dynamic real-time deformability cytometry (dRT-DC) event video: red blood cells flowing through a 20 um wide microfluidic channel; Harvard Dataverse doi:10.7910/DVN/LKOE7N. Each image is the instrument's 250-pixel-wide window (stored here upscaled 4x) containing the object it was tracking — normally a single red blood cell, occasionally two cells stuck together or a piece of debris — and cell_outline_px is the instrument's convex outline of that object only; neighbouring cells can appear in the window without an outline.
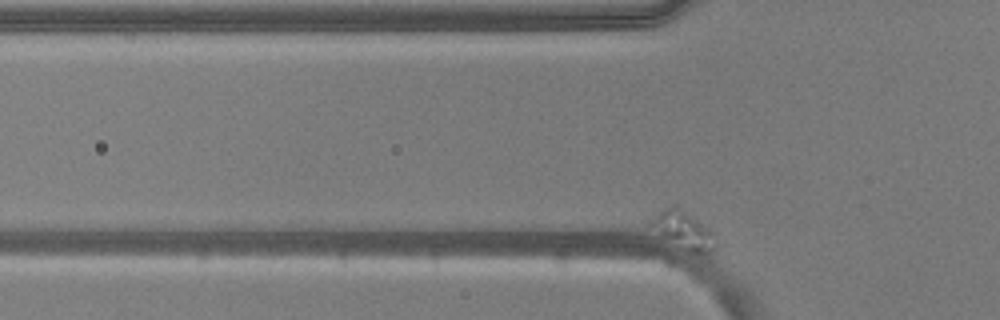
{"species": "common noctule bat (a hibernating species)", "species_latin": "Nyctalus noctula", "temperature_condition": "warm", "stored_images_in_passage": 50, "camera_frame_rate_fps": 3000, "um_per_image_px": 0.085, "animal": {"sex": "male", "body_mass_g": 20.5, "forearm_length_mm": 52.5}, "frame": {"image": 1, "passage_image": 3, "time_ms": 0.667, "image_size_px": [1000, 320], "cell_outline_px": [[716, 244], [708, 252], [688, 252], [660, 236], [652, 220], [664, 208], [676, 204], [688, 212], [712, 232]], "centroid_in_image_um": [58.12, 19.55], "position_along_channel_um": 67.7, "area_um2": 13.47}}
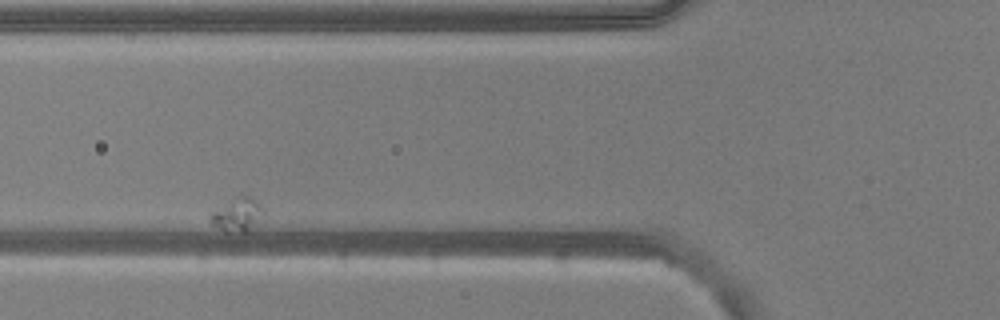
{"frame": {"image": 2, "passage_image": 9, "time_ms": 2.667, "image_size_px": [1000, 320], "cell_outline_px": [[264, 216], [244, 232], [224, 232], [212, 224], [208, 220], [208, 216], [212, 212], [240, 196], [252, 196], [260, 204], [264, 212]], "centroid_in_image_um": [20.17, 18.27], "position_along_channel_um": 105.6, "area_um2": 10.06}}